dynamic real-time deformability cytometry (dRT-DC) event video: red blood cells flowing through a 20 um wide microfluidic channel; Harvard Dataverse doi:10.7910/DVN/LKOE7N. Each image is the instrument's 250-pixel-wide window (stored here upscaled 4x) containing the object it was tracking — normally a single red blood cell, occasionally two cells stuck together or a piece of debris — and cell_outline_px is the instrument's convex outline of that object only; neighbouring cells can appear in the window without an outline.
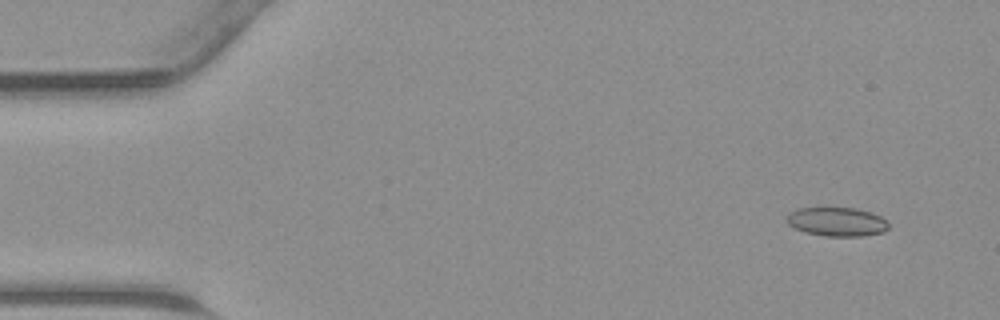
{"species": "common noctule bat (a hibernating species)", "species_latin": "Nyctalus noctula", "temperature_condition": "warm", "stored_images_in_passage": 44, "camera_frame_rate_fps": 3000, "um_per_image_px": 0.085, "animal": {"sex": "male", "body_mass_g": 23.1, "forearm_length_mm": 52.7}, "frame": {"image": 1, "passage_image": 3, "time_ms": 0.667, "image_size_px": [1000, 320], "cell_outline_px": [[888, 228], [884, 232], [864, 236], [824, 236], [804, 232], [788, 224], [784, 220], [788, 212], [800, 208], [856, 208], [880, 216], [888, 224]], "centroid_in_image_um": [71.09, 18.85], "position_along_channel_um": 13.9, "area_um2": 17.17}}
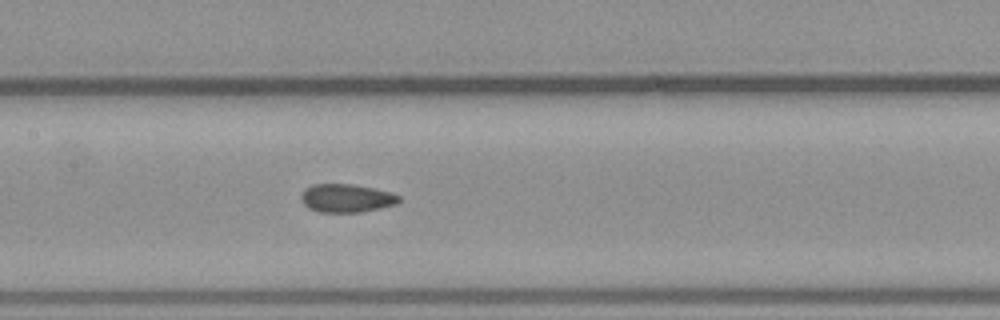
{"frame": {"image": 2, "passage_image": 21, "time_ms": 6.667, "image_size_px": [1000, 320], "cell_outline_px": [[400, 200], [396, 204], [380, 208], [360, 212], [320, 212], [308, 208], [304, 204], [300, 196], [304, 188], [312, 184], [352, 184], [392, 192], [400, 196]], "centroid_in_image_um": [29.43, 16.84], "position_along_channel_um": 178.0, "area_um2": 16.18}}
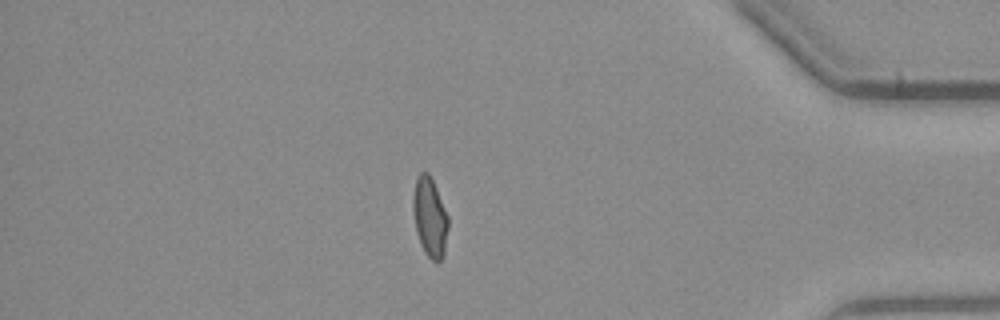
{"frame": {"image": 3, "passage_image": 38, "time_ms": 12.333, "image_size_px": [1000, 320], "cell_outline_px": [[448, 228], [444, 252], [440, 260], [432, 260], [424, 252], [420, 244], [416, 232], [412, 208], [412, 196], [416, 180], [420, 172], [428, 172], [436, 188], [448, 216]], "centroid_in_image_um": [36.51, 18.45], "position_along_channel_um": 398.7, "area_um2": 16.18}}